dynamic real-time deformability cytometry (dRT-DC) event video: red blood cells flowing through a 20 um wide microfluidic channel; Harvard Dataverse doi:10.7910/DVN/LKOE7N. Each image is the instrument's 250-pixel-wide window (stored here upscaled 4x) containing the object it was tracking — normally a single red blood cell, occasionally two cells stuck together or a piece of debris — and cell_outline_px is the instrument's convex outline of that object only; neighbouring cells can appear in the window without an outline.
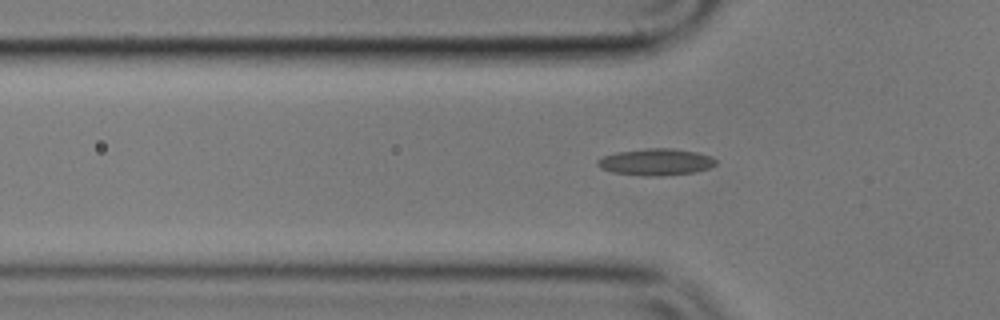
{"species": "common noctule bat (a hibernating species)", "species_latin": "Nyctalus noctula", "temperature_condition": "cold", "stored_images_in_passage": 39, "camera_frame_rate_fps": 3000, "um_per_image_px": 0.085, "animal": {"sex": "male", "body_mass_g": 17.9}, "frame": {"image": 1, "passage_image": 4, "time_ms": 1.0, "image_size_px": [1000, 320], "cell_outline_px": [[716, 164], [708, 168], [692, 172], [660, 176], [648, 176], [612, 172], [600, 168], [596, 164], [596, 160], [604, 156], [616, 152], [644, 148], [672, 148], [696, 152], [712, 156], [716, 160]], "centroid_in_image_um": [55.72, 13.76], "position_along_channel_um": 70.1, "area_um2": 18.38}}
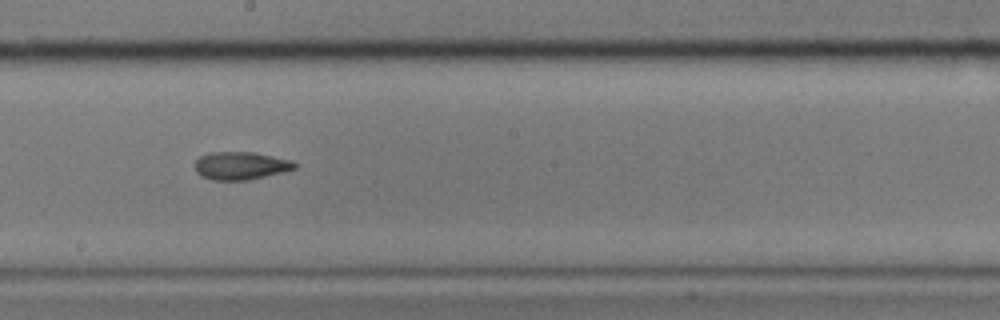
{"frame": {"image": 2, "passage_image": 17, "time_ms": 5.333, "image_size_px": [1000, 320], "cell_outline_px": [[296, 168], [284, 172], [248, 180], [212, 180], [200, 176], [196, 172], [196, 160], [200, 156], [212, 152], [252, 152], [292, 160], [296, 164]], "centroid_in_image_um": [20.46, 14.09], "position_along_channel_um": 227.7, "area_um2": 16.18}}
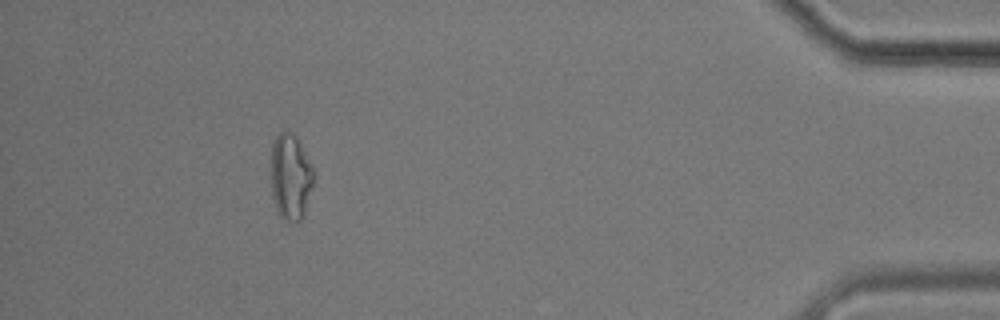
{"frame": {"image": 3, "passage_image": 37, "time_ms": 12.0, "image_size_px": [1000, 320], "cell_outline_px": [[312, 184], [304, 212], [300, 220], [296, 224], [280, 216], [276, 208], [272, 196], [272, 144], [276, 136], [284, 128], [292, 132], [296, 136], [312, 168]], "centroid_in_image_um": [24.67, 15.0], "position_along_channel_um": 410.5, "area_um2": 20.87}, "authors_computed_cell_mechanics": {"area_um2": 16.5308, "velocity_mm_per_s": 3.6152, "shape_relaxation_time_tau1_ms": null, "shape_relaxation_time_tau2_ms": 4.2233, "deformation_change_tau1": null, "deformation_change_tau2": 0.1135}}